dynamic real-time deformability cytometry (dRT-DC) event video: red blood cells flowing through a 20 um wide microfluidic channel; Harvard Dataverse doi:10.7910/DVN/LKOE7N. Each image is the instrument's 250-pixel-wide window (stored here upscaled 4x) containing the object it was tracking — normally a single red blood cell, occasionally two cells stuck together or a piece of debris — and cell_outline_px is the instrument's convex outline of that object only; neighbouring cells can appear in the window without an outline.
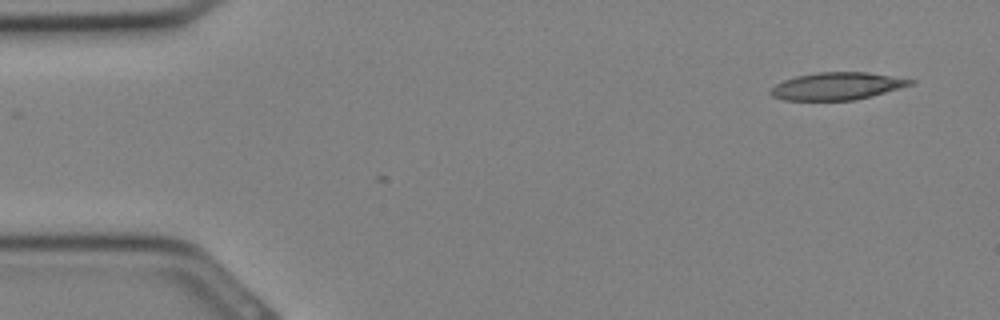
{"species": "Egyptian fruit bat (a non-hibernating species)", "species_latin": "Rousettus aegyptiacus", "temperature_condition": "cold", "stored_images_in_passage": 12, "camera_frame_rate_fps": 3000, "um_per_image_px": 0.085, "animal": {"sex": "female"}, "frame": {"image": 1, "passage_image": 1, "time_ms": 0.0, "image_size_px": [1000, 320], "cell_outline_px": [[916, 80], [912, 84], [872, 96], [852, 100], [784, 100], [772, 96], [768, 92], [776, 84], [784, 80], [796, 76], [816, 72], [868, 72]], "centroid_in_image_um": [71.12, 7.31], "position_along_channel_um": 13.9, "area_um2": 22.2}}
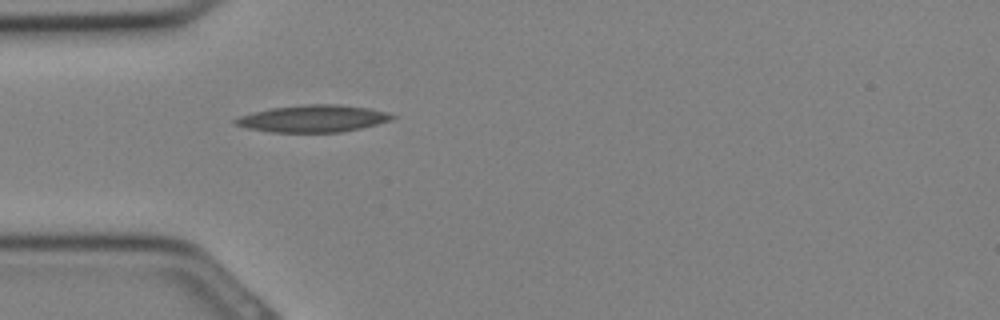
{"frame": {"image": 2, "passage_image": 8, "time_ms": 2.333, "image_size_px": [1000, 320], "cell_outline_px": [[396, 116], [392, 120], [360, 128], [340, 132], [268, 132], [248, 128], [232, 124], [232, 120], [240, 116], [252, 112], [272, 108], [304, 104], [340, 104], [368, 108], [384, 112]], "centroid_in_image_um": [26.56, 10.08], "position_along_channel_um": 58.4, "area_um2": 24.68}}
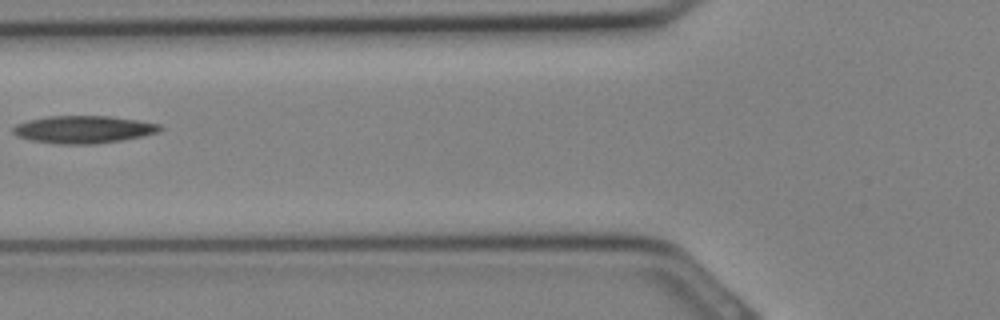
{"frame": {"image": 3, "passage_image": 11, "time_ms": 3.333, "image_size_px": [1000, 320], "cell_outline_px": [[164, 128], [160, 132], [144, 136], [120, 140], [92, 144], [60, 144], [32, 140], [20, 136], [12, 132], [12, 128], [16, 124], [28, 120], [48, 116], [108, 116], [136, 120], [160, 124]], "centroid_in_image_um": [7.13, 11.0], "position_along_channel_um": 118.7, "area_um2": 23.41}}